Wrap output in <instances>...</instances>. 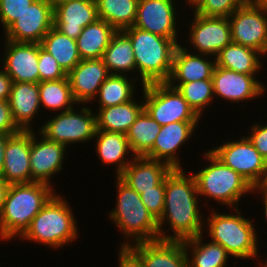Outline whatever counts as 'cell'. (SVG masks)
<instances>
[{
	"mask_svg": "<svg viewBox=\"0 0 267 267\" xmlns=\"http://www.w3.org/2000/svg\"><path fill=\"white\" fill-rule=\"evenodd\" d=\"M232 42L267 56V6L249 0L229 17Z\"/></svg>",
	"mask_w": 267,
	"mask_h": 267,
	"instance_id": "cell-12",
	"label": "cell"
},
{
	"mask_svg": "<svg viewBox=\"0 0 267 267\" xmlns=\"http://www.w3.org/2000/svg\"><path fill=\"white\" fill-rule=\"evenodd\" d=\"M176 89L188 102L194 112L204 121V111L206 109L208 110L210 105L214 107L212 105L215 101L212 79L182 83Z\"/></svg>",
	"mask_w": 267,
	"mask_h": 267,
	"instance_id": "cell-37",
	"label": "cell"
},
{
	"mask_svg": "<svg viewBox=\"0 0 267 267\" xmlns=\"http://www.w3.org/2000/svg\"><path fill=\"white\" fill-rule=\"evenodd\" d=\"M193 16L189 24H185L188 27V37L183 42V47L188 51L205 54L212 57H216L219 52L228 44L232 42L231 27L229 19L226 17H206L202 16L194 11L189 16ZM189 25V26H188ZM189 42V43H188ZM189 47V48H188Z\"/></svg>",
	"mask_w": 267,
	"mask_h": 267,
	"instance_id": "cell-11",
	"label": "cell"
},
{
	"mask_svg": "<svg viewBox=\"0 0 267 267\" xmlns=\"http://www.w3.org/2000/svg\"><path fill=\"white\" fill-rule=\"evenodd\" d=\"M201 122H173L161 126L153 148L145 157L167 163L172 169L184 168L181 163V148L194 138ZM199 124V125H198ZM178 151V152H177Z\"/></svg>",
	"mask_w": 267,
	"mask_h": 267,
	"instance_id": "cell-18",
	"label": "cell"
},
{
	"mask_svg": "<svg viewBox=\"0 0 267 267\" xmlns=\"http://www.w3.org/2000/svg\"><path fill=\"white\" fill-rule=\"evenodd\" d=\"M164 196L165 179L158 186H155L154 190L144 191L142 194H140V198L144 203V206L157 221L163 214Z\"/></svg>",
	"mask_w": 267,
	"mask_h": 267,
	"instance_id": "cell-41",
	"label": "cell"
},
{
	"mask_svg": "<svg viewBox=\"0 0 267 267\" xmlns=\"http://www.w3.org/2000/svg\"><path fill=\"white\" fill-rule=\"evenodd\" d=\"M137 81L139 86H144L137 78L132 76L110 74L103 82L97 96L90 104L97 102V105H99L98 108H106L129 102L138 95L137 90L140 88L136 89Z\"/></svg>",
	"mask_w": 267,
	"mask_h": 267,
	"instance_id": "cell-31",
	"label": "cell"
},
{
	"mask_svg": "<svg viewBox=\"0 0 267 267\" xmlns=\"http://www.w3.org/2000/svg\"><path fill=\"white\" fill-rule=\"evenodd\" d=\"M35 0H0V24L5 31Z\"/></svg>",
	"mask_w": 267,
	"mask_h": 267,
	"instance_id": "cell-39",
	"label": "cell"
},
{
	"mask_svg": "<svg viewBox=\"0 0 267 267\" xmlns=\"http://www.w3.org/2000/svg\"><path fill=\"white\" fill-rule=\"evenodd\" d=\"M117 267H143L140 256L130 246H118Z\"/></svg>",
	"mask_w": 267,
	"mask_h": 267,
	"instance_id": "cell-44",
	"label": "cell"
},
{
	"mask_svg": "<svg viewBox=\"0 0 267 267\" xmlns=\"http://www.w3.org/2000/svg\"><path fill=\"white\" fill-rule=\"evenodd\" d=\"M12 85L13 80L2 68H0V101L8 100Z\"/></svg>",
	"mask_w": 267,
	"mask_h": 267,
	"instance_id": "cell-45",
	"label": "cell"
},
{
	"mask_svg": "<svg viewBox=\"0 0 267 267\" xmlns=\"http://www.w3.org/2000/svg\"><path fill=\"white\" fill-rule=\"evenodd\" d=\"M160 129L161 125L143 109L126 134L132 153L145 156L153 148Z\"/></svg>",
	"mask_w": 267,
	"mask_h": 267,
	"instance_id": "cell-36",
	"label": "cell"
},
{
	"mask_svg": "<svg viewBox=\"0 0 267 267\" xmlns=\"http://www.w3.org/2000/svg\"><path fill=\"white\" fill-rule=\"evenodd\" d=\"M249 0H201L192 10L206 17H226L228 18L236 9L244 5Z\"/></svg>",
	"mask_w": 267,
	"mask_h": 267,
	"instance_id": "cell-38",
	"label": "cell"
},
{
	"mask_svg": "<svg viewBox=\"0 0 267 267\" xmlns=\"http://www.w3.org/2000/svg\"><path fill=\"white\" fill-rule=\"evenodd\" d=\"M260 4L267 6V0H257Z\"/></svg>",
	"mask_w": 267,
	"mask_h": 267,
	"instance_id": "cell-52",
	"label": "cell"
},
{
	"mask_svg": "<svg viewBox=\"0 0 267 267\" xmlns=\"http://www.w3.org/2000/svg\"><path fill=\"white\" fill-rule=\"evenodd\" d=\"M40 44L57 60L67 74L82 60L76 40L60 33L54 27L45 35Z\"/></svg>",
	"mask_w": 267,
	"mask_h": 267,
	"instance_id": "cell-34",
	"label": "cell"
},
{
	"mask_svg": "<svg viewBox=\"0 0 267 267\" xmlns=\"http://www.w3.org/2000/svg\"><path fill=\"white\" fill-rule=\"evenodd\" d=\"M115 179L116 205L107 214L121 236L124 235L118 246L159 240L158 221L144 206L140 195L119 176Z\"/></svg>",
	"mask_w": 267,
	"mask_h": 267,
	"instance_id": "cell-6",
	"label": "cell"
},
{
	"mask_svg": "<svg viewBox=\"0 0 267 267\" xmlns=\"http://www.w3.org/2000/svg\"><path fill=\"white\" fill-rule=\"evenodd\" d=\"M54 24L53 7L44 0H35L3 33L13 42L41 43Z\"/></svg>",
	"mask_w": 267,
	"mask_h": 267,
	"instance_id": "cell-16",
	"label": "cell"
},
{
	"mask_svg": "<svg viewBox=\"0 0 267 267\" xmlns=\"http://www.w3.org/2000/svg\"><path fill=\"white\" fill-rule=\"evenodd\" d=\"M122 31L131 40L140 83L167 82L171 76L175 50L182 39L161 37L134 26Z\"/></svg>",
	"mask_w": 267,
	"mask_h": 267,
	"instance_id": "cell-7",
	"label": "cell"
},
{
	"mask_svg": "<svg viewBox=\"0 0 267 267\" xmlns=\"http://www.w3.org/2000/svg\"><path fill=\"white\" fill-rule=\"evenodd\" d=\"M76 107L60 113H50L51 117L44 120L41 127L37 126V131L67 148L78 143L93 142L97 130L95 110L93 112L89 104H83L82 107L78 104Z\"/></svg>",
	"mask_w": 267,
	"mask_h": 267,
	"instance_id": "cell-8",
	"label": "cell"
},
{
	"mask_svg": "<svg viewBox=\"0 0 267 267\" xmlns=\"http://www.w3.org/2000/svg\"><path fill=\"white\" fill-rule=\"evenodd\" d=\"M142 97L141 94V100L139 97H135L124 104L98 108L95 112L97 130L127 134L136 117L144 109Z\"/></svg>",
	"mask_w": 267,
	"mask_h": 267,
	"instance_id": "cell-27",
	"label": "cell"
},
{
	"mask_svg": "<svg viewBox=\"0 0 267 267\" xmlns=\"http://www.w3.org/2000/svg\"><path fill=\"white\" fill-rule=\"evenodd\" d=\"M210 209V214L205 217L204 234L208 232V238L226 249L233 259L253 261L256 259L257 266L261 267L263 260L262 256L258 255L260 236L256 234L255 228L258 227L255 226L254 220L242 215L239 207L229 208L231 213H222V211L218 213L217 208L216 211L212 207Z\"/></svg>",
	"mask_w": 267,
	"mask_h": 267,
	"instance_id": "cell-2",
	"label": "cell"
},
{
	"mask_svg": "<svg viewBox=\"0 0 267 267\" xmlns=\"http://www.w3.org/2000/svg\"><path fill=\"white\" fill-rule=\"evenodd\" d=\"M8 102L16 125L22 131H33L36 115L39 119V112L43 110L40 107L39 83L13 82Z\"/></svg>",
	"mask_w": 267,
	"mask_h": 267,
	"instance_id": "cell-24",
	"label": "cell"
},
{
	"mask_svg": "<svg viewBox=\"0 0 267 267\" xmlns=\"http://www.w3.org/2000/svg\"><path fill=\"white\" fill-rule=\"evenodd\" d=\"M1 177L8 184L31 183L30 131H20L8 139Z\"/></svg>",
	"mask_w": 267,
	"mask_h": 267,
	"instance_id": "cell-22",
	"label": "cell"
},
{
	"mask_svg": "<svg viewBox=\"0 0 267 267\" xmlns=\"http://www.w3.org/2000/svg\"><path fill=\"white\" fill-rule=\"evenodd\" d=\"M200 1L201 0H184V2H183V0H182V4L183 3H185L187 6L186 7H188V9L187 10H189V8H192V10L200 3Z\"/></svg>",
	"mask_w": 267,
	"mask_h": 267,
	"instance_id": "cell-49",
	"label": "cell"
},
{
	"mask_svg": "<svg viewBox=\"0 0 267 267\" xmlns=\"http://www.w3.org/2000/svg\"><path fill=\"white\" fill-rule=\"evenodd\" d=\"M200 202L191 171L172 169L165 178L164 209L158 220L159 240L183 241L204 233L205 214L203 217Z\"/></svg>",
	"mask_w": 267,
	"mask_h": 267,
	"instance_id": "cell-1",
	"label": "cell"
},
{
	"mask_svg": "<svg viewBox=\"0 0 267 267\" xmlns=\"http://www.w3.org/2000/svg\"><path fill=\"white\" fill-rule=\"evenodd\" d=\"M101 59L106 65L109 74L128 75L137 78L132 43L123 31H116L112 36Z\"/></svg>",
	"mask_w": 267,
	"mask_h": 267,
	"instance_id": "cell-29",
	"label": "cell"
},
{
	"mask_svg": "<svg viewBox=\"0 0 267 267\" xmlns=\"http://www.w3.org/2000/svg\"><path fill=\"white\" fill-rule=\"evenodd\" d=\"M201 155L205 158L203 163L206 164L199 167L202 168L199 171H193L192 174L201 201L202 199L206 201L202 203L203 208H207V206H209L208 209L211 208L212 204L208 203L210 200L216 202L218 206L219 204L223 208L225 206L226 209L238 208L242 197L252 193L253 187L239 173L224 165L208 149Z\"/></svg>",
	"mask_w": 267,
	"mask_h": 267,
	"instance_id": "cell-5",
	"label": "cell"
},
{
	"mask_svg": "<svg viewBox=\"0 0 267 267\" xmlns=\"http://www.w3.org/2000/svg\"><path fill=\"white\" fill-rule=\"evenodd\" d=\"M241 137V138H240ZM231 138L208 150L224 165L244 177L252 187L262 186L267 180V161L255 149L245 134Z\"/></svg>",
	"mask_w": 267,
	"mask_h": 267,
	"instance_id": "cell-10",
	"label": "cell"
},
{
	"mask_svg": "<svg viewBox=\"0 0 267 267\" xmlns=\"http://www.w3.org/2000/svg\"><path fill=\"white\" fill-rule=\"evenodd\" d=\"M215 100L222 99L226 103L242 104L266 95L267 85L259 81L257 75H246L219 66H215L213 76ZM245 102V103H244Z\"/></svg>",
	"mask_w": 267,
	"mask_h": 267,
	"instance_id": "cell-15",
	"label": "cell"
},
{
	"mask_svg": "<svg viewBox=\"0 0 267 267\" xmlns=\"http://www.w3.org/2000/svg\"><path fill=\"white\" fill-rule=\"evenodd\" d=\"M176 1L139 0L134 27L161 37L178 39L182 36L179 35L182 23H177L181 21L179 19L181 16L178 14L185 7H179L180 2Z\"/></svg>",
	"mask_w": 267,
	"mask_h": 267,
	"instance_id": "cell-13",
	"label": "cell"
},
{
	"mask_svg": "<svg viewBox=\"0 0 267 267\" xmlns=\"http://www.w3.org/2000/svg\"><path fill=\"white\" fill-rule=\"evenodd\" d=\"M38 69L40 82L48 80H60L67 76V73L61 68L57 60L49 54L39 44Z\"/></svg>",
	"mask_w": 267,
	"mask_h": 267,
	"instance_id": "cell-40",
	"label": "cell"
},
{
	"mask_svg": "<svg viewBox=\"0 0 267 267\" xmlns=\"http://www.w3.org/2000/svg\"><path fill=\"white\" fill-rule=\"evenodd\" d=\"M116 29L104 20L97 19L84 27L76 39L78 53L83 59H100L108 47Z\"/></svg>",
	"mask_w": 267,
	"mask_h": 267,
	"instance_id": "cell-32",
	"label": "cell"
},
{
	"mask_svg": "<svg viewBox=\"0 0 267 267\" xmlns=\"http://www.w3.org/2000/svg\"><path fill=\"white\" fill-rule=\"evenodd\" d=\"M109 75L101 58L81 60L67 74L75 101L81 105L91 103Z\"/></svg>",
	"mask_w": 267,
	"mask_h": 267,
	"instance_id": "cell-19",
	"label": "cell"
},
{
	"mask_svg": "<svg viewBox=\"0 0 267 267\" xmlns=\"http://www.w3.org/2000/svg\"><path fill=\"white\" fill-rule=\"evenodd\" d=\"M98 19L104 20L117 31L135 24L139 0H95Z\"/></svg>",
	"mask_w": 267,
	"mask_h": 267,
	"instance_id": "cell-35",
	"label": "cell"
},
{
	"mask_svg": "<svg viewBox=\"0 0 267 267\" xmlns=\"http://www.w3.org/2000/svg\"><path fill=\"white\" fill-rule=\"evenodd\" d=\"M172 168L165 162L145 156H135L119 177L139 195L154 190Z\"/></svg>",
	"mask_w": 267,
	"mask_h": 267,
	"instance_id": "cell-25",
	"label": "cell"
},
{
	"mask_svg": "<svg viewBox=\"0 0 267 267\" xmlns=\"http://www.w3.org/2000/svg\"><path fill=\"white\" fill-rule=\"evenodd\" d=\"M215 66V57L190 52L181 43L175 50L167 83L176 89L182 83L211 79Z\"/></svg>",
	"mask_w": 267,
	"mask_h": 267,
	"instance_id": "cell-20",
	"label": "cell"
},
{
	"mask_svg": "<svg viewBox=\"0 0 267 267\" xmlns=\"http://www.w3.org/2000/svg\"><path fill=\"white\" fill-rule=\"evenodd\" d=\"M67 147L45 138L36 130L30 131L31 183H44L55 189L53 176L65 169Z\"/></svg>",
	"mask_w": 267,
	"mask_h": 267,
	"instance_id": "cell-14",
	"label": "cell"
},
{
	"mask_svg": "<svg viewBox=\"0 0 267 267\" xmlns=\"http://www.w3.org/2000/svg\"><path fill=\"white\" fill-rule=\"evenodd\" d=\"M10 184H8L1 176H0V213L3 208V203L6 198V194L8 191Z\"/></svg>",
	"mask_w": 267,
	"mask_h": 267,
	"instance_id": "cell-48",
	"label": "cell"
},
{
	"mask_svg": "<svg viewBox=\"0 0 267 267\" xmlns=\"http://www.w3.org/2000/svg\"><path fill=\"white\" fill-rule=\"evenodd\" d=\"M130 247L140 256L143 267H188L183 241L155 240Z\"/></svg>",
	"mask_w": 267,
	"mask_h": 267,
	"instance_id": "cell-23",
	"label": "cell"
},
{
	"mask_svg": "<svg viewBox=\"0 0 267 267\" xmlns=\"http://www.w3.org/2000/svg\"><path fill=\"white\" fill-rule=\"evenodd\" d=\"M56 192L39 182L10 184L0 213V241L19 240Z\"/></svg>",
	"mask_w": 267,
	"mask_h": 267,
	"instance_id": "cell-3",
	"label": "cell"
},
{
	"mask_svg": "<svg viewBox=\"0 0 267 267\" xmlns=\"http://www.w3.org/2000/svg\"><path fill=\"white\" fill-rule=\"evenodd\" d=\"M205 234H199L183 240V245L188 257V267H228L232 257L218 243L211 240L204 242ZM191 254V255H190Z\"/></svg>",
	"mask_w": 267,
	"mask_h": 267,
	"instance_id": "cell-30",
	"label": "cell"
},
{
	"mask_svg": "<svg viewBox=\"0 0 267 267\" xmlns=\"http://www.w3.org/2000/svg\"><path fill=\"white\" fill-rule=\"evenodd\" d=\"M22 131L15 123L8 100L0 101V133L14 135Z\"/></svg>",
	"mask_w": 267,
	"mask_h": 267,
	"instance_id": "cell-43",
	"label": "cell"
},
{
	"mask_svg": "<svg viewBox=\"0 0 267 267\" xmlns=\"http://www.w3.org/2000/svg\"><path fill=\"white\" fill-rule=\"evenodd\" d=\"M256 193L259 194V196L262 195L261 198H259V199H260L261 203L263 204L262 210L263 209L264 210L262 211V213H264V215H263V217L265 218L264 223L266 221L265 224L267 225V187L264 185L253 187L251 195L255 194V196H256L257 195Z\"/></svg>",
	"mask_w": 267,
	"mask_h": 267,
	"instance_id": "cell-46",
	"label": "cell"
},
{
	"mask_svg": "<svg viewBox=\"0 0 267 267\" xmlns=\"http://www.w3.org/2000/svg\"><path fill=\"white\" fill-rule=\"evenodd\" d=\"M40 107L52 114L70 110L78 105L75 101L69 79L39 82Z\"/></svg>",
	"mask_w": 267,
	"mask_h": 267,
	"instance_id": "cell-33",
	"label": "cell"
},
{
	"mask_svg": "<svg viewBox=\"0 0 267 267\" xmlns=\"http://www.w3.org/2000/svg\"><path fill=\"white\" fill-rule=\"evenodd\" d=\"M261 267H267V258L266 259H263L262 264H261Z\"/></svg>",
	"mask_w": 267,
	"mask_h": 267,
	"instance_id": "cell-51",
	"label": "cell"
},
{
	"mask_svg": "<svg viewBox=\"0 0 267 267\" xmlns=\"http://www.w3.org/2000/svg\"><path fill=\"white\" fill-rule=\"evenodd\" d=\"M263 56L261 52L253 48L231 42L219 52L215 60L216 66L246 75H259L260 77L261 72L259 71L264 66Z\"/></svg>",
	"mask_w": 267,
	"mask_h": 267,
	"instance_id": "cell-28",
	"label": "cell"
},
{
	"mask_svg": "<svg viewBox=\"0 0 267 267\" xmlns=\"http://www.w3.org/2000/svg\"><path fill=\"white\" fill-rule=\"evenodd\" d=\"M4 50L0 57V67L13 82L39 83L38 69L39 43L13 42L3 39Z\"/></svg>",
	"mask_w": 267,
	"mask_h": 267,
	"instance_id": "cell-17",
	"label": "cell"
},
{
	"mask_svg": "<svg viewBox=\"0 0 267 267\" xmlns=\"http://www.w3.org/2000/svg\"><path fill=\"white\" fill-rule=\"evenodd\" d=\"M144 109L161 126L173 122H200L179 91L167 82L150 83L141 88Z\"/></svg>",
	"mask_w": 267,
	"mask_h": 267,
	"instance_id": "cell-9",
	"label": "cell"
},
{
	"mask_svg": "<svg viewBox=\"0 0 267 267\" xmlns=\"http://www.w3.org/2000/svg\"><path fill=\"white\" fill-rule=\"evenodd\" d=\"M53 14V27L74 40L98 19L95 0H69L54 7Z\"/></svg>",
	"mask_w": 267,
	"mask_h": 267,
	"instance_id": "cell-21",
	"label": "cell"
},
{
	"mask_svg": "<svg viewBox=\"0 0 267 267\" xmlns=\"http://www.w3.org/2000/svg\"><path fill=\"white\" fill-rule=\"evenodd\" d=\"M94 140V151L101 164L116 166L114 177L119 176L135 157L126 134L96 130Z\"/></svg>",
	"mask_w": 267,
	"mask_h": 267,
	"instance_id": "cell-26",
	"label": "cell"
},
{
	"mask_svg": "<svg viewBox=\"0 0 267 267\" xmlns=\"http://www.w3.org/2000/svg\"><path fill=\"white\" fill-rule=\"evenodd\" d=\"M46 3L51 5L53 8L56 7L57 5L69 1V0H44Z\"/></svg>",
	"mask_w": 267,
	"mask_h": 267,
	"instance_id": "cell-50",
	"label": "cell"
},
{
	"mask_svg": "<svg viewBox=\"0 0 267 267\" xmlns=\"http://www.w3.org/2000/svg\"><path fill=\"white\" fill-rule=\"evenodd\" d=\"M265 122H263L264 124H260L259 121L257 123H251L252 125L250 124L249 131H247L248 134L245 136L267 161V121Z\"/></svg>",
	"mask_w": 267,
	"mask_h": 267,
	"instance_id": "cell-42",
	"label": "cell"
},
{
	"mask_svg": "<svg viewBox=\"0 0 267 267\" xmlns=\"http://www.w3.org/2000/svg\"><path fill=\"white\" fill-rule=\"evenodd\" d=\"M70 203L71 201L68 202L61 193L56 192L33 218L29 229L20 240L49 246L48 248L54 250L64 249V246H69L78 240L80 237L78 220Z\"/></svg>",
	"mask_w": 267,
	"mask_h": 267,
	"instance_id": "cell-4",
	"label": "cell"
},
{
	"mask_svg": "<svg viewBox=\"0 0 267 267\" xmlns=\"http://www.w3.org/2000/svg\"><path fill=\"white\" fill-rule=\"evenodd\" d=\"M11 136L12 135L10 134L0 133V176L2 174L3 165H4V152H5L6 144H7L8 139Z\"/></svg>",
	"mask_w": 267,
	"mask_h": 267,
	"instance_id": "cell-47",
	"label": "cell"
}]
</instances>
